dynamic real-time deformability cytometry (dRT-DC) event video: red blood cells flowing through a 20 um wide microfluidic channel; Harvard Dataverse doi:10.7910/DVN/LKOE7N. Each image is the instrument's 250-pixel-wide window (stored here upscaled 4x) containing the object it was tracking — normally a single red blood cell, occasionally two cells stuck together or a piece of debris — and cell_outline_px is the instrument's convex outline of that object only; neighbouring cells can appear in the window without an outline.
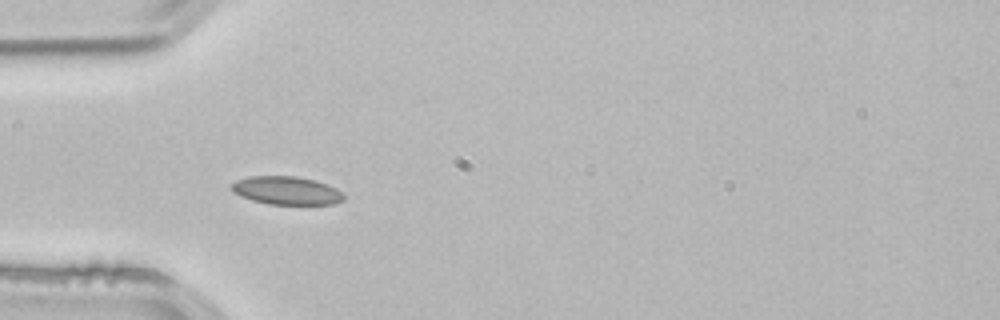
{"species": "common noctule bat (a hibernating species)", "species_latin": "Nyctalus noctula", "temperature_condition": "room temperature", "stored_images_in_passage": 4, "camera_frame_rate_fps": 3000, "um_per_image_px": 0.085, "animal": {"sex": "male", "body_mass_g": 21.5, "forearm_length_mm": 52.0}, "frame": {"image": 1, "passage_image": 3, "time_ms": 0.667, "image_size_px": [1000, 320], "cell_outline_px": [[344, 200], [332, 204], [268, 204], [252, 200], [240, 196], [232, 192], [232, 184], [236, 180], [248, 176], [296, 176], [316, 180], [336, 188], [344, 196]], "centroid_in_image_um": [24.33, 16.19], "position_along_channel_um": 60.7, "area_um2": 18.44}}